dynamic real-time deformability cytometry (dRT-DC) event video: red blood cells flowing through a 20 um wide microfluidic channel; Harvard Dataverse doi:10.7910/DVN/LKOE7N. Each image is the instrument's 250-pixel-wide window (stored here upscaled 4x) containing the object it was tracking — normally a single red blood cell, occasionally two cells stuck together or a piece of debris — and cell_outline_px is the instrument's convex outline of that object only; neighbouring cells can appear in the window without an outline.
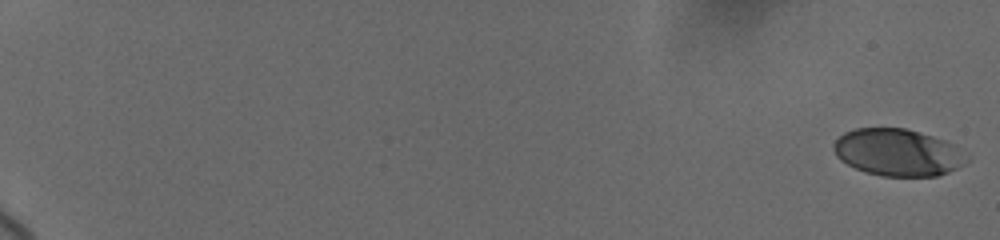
{"species": "human", "species_latin": "Homo sapiens", "temperature_condition": "cold", "stored_images_in_passage": 13, "camera_frame_rate_fps": 3000, "um_per_image_px": 0.085, "donor": {"sex": "female"}, "frame": {"image": 1, "passage_image": 1, "time_ms": 0.0, "image_size_px": [1000, 240], "cell_outline_px": [[968, 160], [964, 164], [948, 172], [936, 176], [880, 176], [864, 172], [840, 160], [836, 156], [832, 148], [832, 144], [844, 132], [856, 128], [904, 128], [932, 136], [944, 140], [952, 144]], "centroid_in_image_um": [76.24, 12.96], "position_along_channel_um": 8.8, "area_um2": 36.18}}
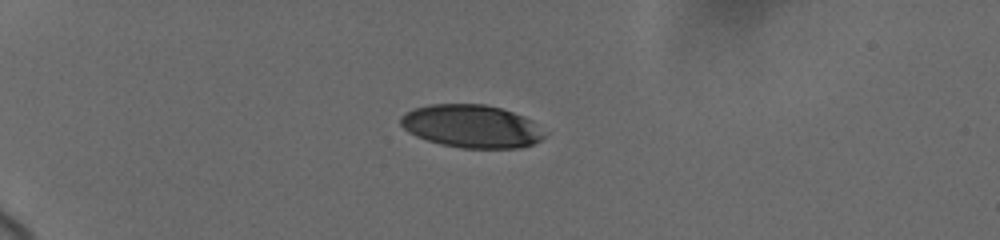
{"frame": {"image": 2, "passage_image": 10, "time_ms": 5.667, "image_size_px": [1000, 240], "cell_outline_px": [[544, 136], [540, 140], [532, 144], [520, 148], [460, 148], [440, 144], [416, 136], [408, 132], [400, 124], [400, 116], [412, 108], [432, 104], [484, 104], [500, 108], [524, 116], [532, 120]], "centroid_in_image_um": [40.03, 10.73], "position_along_channel_um": 45.0, "area_um2": 35.84}}
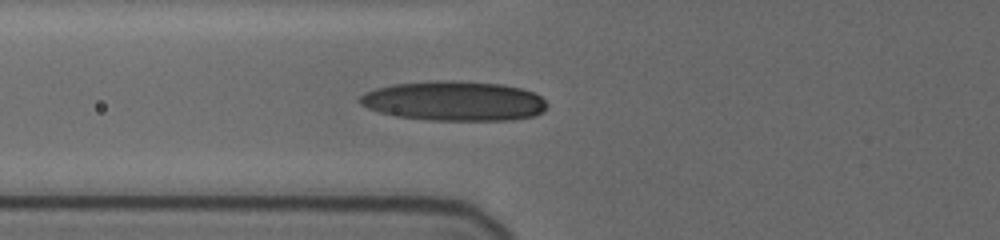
{"frame": {"image": 3, "passage_image": 13, "time_ms": 8.333, "image_size_px": [1000, 240], "cell_outline_px": [[548, 104], [544, 112], [532, 116], [512, 120], [428, 120], [396, 116], [380, 112], [368, 108], [360, 104], [356, 100], [364, 92], [376, 88], [392, 84], [440, 80], [452, 80], [500, 84], [520, 88], [532, 92], [540, 96]], "centroid_in_image_um": [38.57, 8.58], "position_along_channel_um": 87.2, "area_um2": 43.41}}